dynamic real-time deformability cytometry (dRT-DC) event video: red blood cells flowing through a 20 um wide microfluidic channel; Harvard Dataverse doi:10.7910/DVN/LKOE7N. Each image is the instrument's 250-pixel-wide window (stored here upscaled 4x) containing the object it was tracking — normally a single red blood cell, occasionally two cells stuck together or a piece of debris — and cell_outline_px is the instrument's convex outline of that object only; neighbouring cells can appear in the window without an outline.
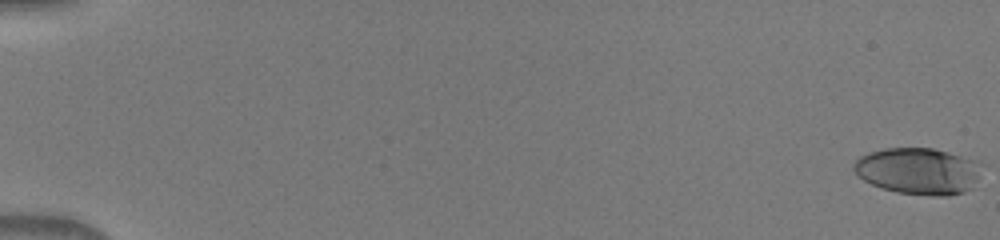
{"species": "human", "species_latin": "Homo sapiens", "temperature_condition": "warm", "stored_images_in_passage": 52, "camera_frame_rate_fps": 3000, "um_per_image_px": 0.085, "donor": {"sex": "male"}, "frame": {"image": 1, "passage_image": 1, "time_ms": 0.0, "image_size_px": [1000, 240], "cell_outline_px": [[984, 164], [980, 176], [972, 188], [964, 192], [948, 196], [932, 196], [896, 192], [880, 188], [864, 180], [852, 168], [852, 164], [860, 156], [868, 152], [884, 148], [932, 148], [980, 160]], "centroid_in_image_um": [78.12, 14.53], "position_along_channel_um": 6.9, "area_um2": 35.37}}
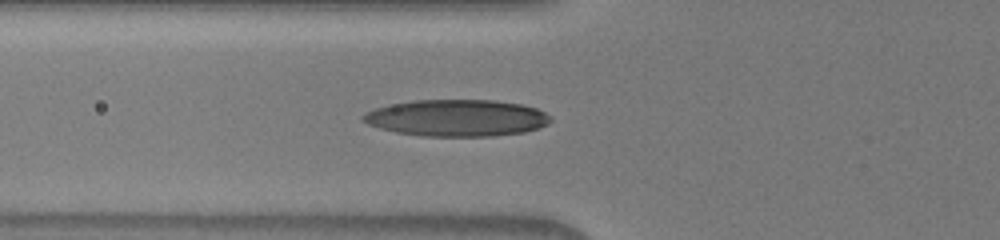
{"frame": {"image": 2, "passage_image": 21, "time_ms": 6.667, "image_size_px": [1000, 240], "cell_outline_px": [[552, 120], [548, 124], [524, 132], [492, 136], [420, 136], [396, 132], [380, 128], [368, 124], [360, 120], [360, 116], [376, 108], [392, 104], [416, 100], [492, 100], [520, 104], [536, 108], [552, 116]], "centroid_in_image_um": [38.83, 10.03], "position_along_channel_um": 87.0, "area_um2": 40.06}}
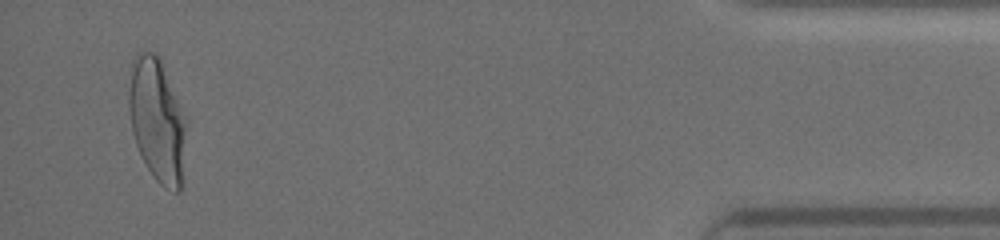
{"frame": {"image": 3, "passage_image": 50, "time_ms": 16.333, "image_size_px": [1000, 240], "cell_outline_px": [[188, 120], [180, 192], [176, 192], [164, 188], [152, 176], [136, 144], [132, 132], [128, 108], [128, 68], [136, 52], [156, 52], [160, 60]], "centroid_in_image_um": [13.34, 10.18], "position_along_channel_um": 421.9, "area_um2": 41.96}}